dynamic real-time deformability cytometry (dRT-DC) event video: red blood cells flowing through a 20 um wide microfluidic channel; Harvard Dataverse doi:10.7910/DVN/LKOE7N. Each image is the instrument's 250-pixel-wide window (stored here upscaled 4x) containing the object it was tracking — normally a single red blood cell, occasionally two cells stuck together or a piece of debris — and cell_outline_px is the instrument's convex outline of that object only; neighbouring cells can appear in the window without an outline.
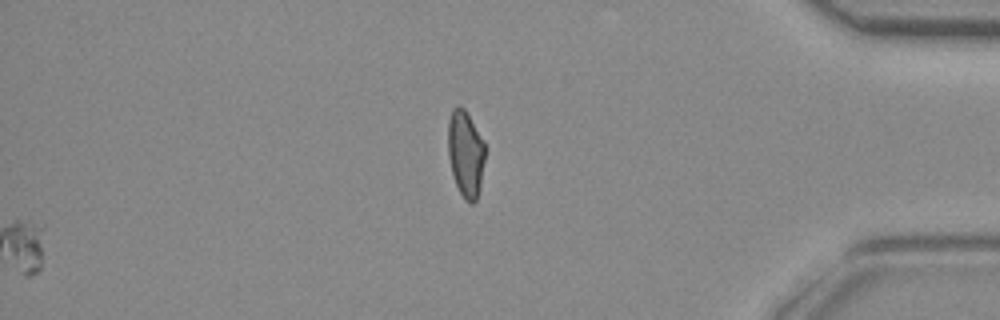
{"species": "common noctule bat (a hibernating species)", "species_latin": "Nyctalus noctula", "temperature_condition": "room temperature", "stored_images_in_passage": 39, "segment_of_instrument_passage": [2, 2], "camera_frame_rate_fps": 3000, "um_per_image_px": 0.085, "animal": {"sex": "female", "body_mass_g": 29.2, "forearm_length_mm": 56.3}, "frame": {"image": 1, "passage_image": 39, "time_ms": 12.667, "image_size_px": [1000, 320], "cell_outline_px": [[484, 160], [480, 184], [476, 200], [472, 204], [464, 200], [456, 184], [452, 172], [448, 156], [448, 120], [452, 108], [456, 104], [460, 104], [464, 108], [484, 140]], "centroid_in_image_um": [39.55, 13.01], "position_along_channel_um": 395.6, "area_um2": 18.67}}